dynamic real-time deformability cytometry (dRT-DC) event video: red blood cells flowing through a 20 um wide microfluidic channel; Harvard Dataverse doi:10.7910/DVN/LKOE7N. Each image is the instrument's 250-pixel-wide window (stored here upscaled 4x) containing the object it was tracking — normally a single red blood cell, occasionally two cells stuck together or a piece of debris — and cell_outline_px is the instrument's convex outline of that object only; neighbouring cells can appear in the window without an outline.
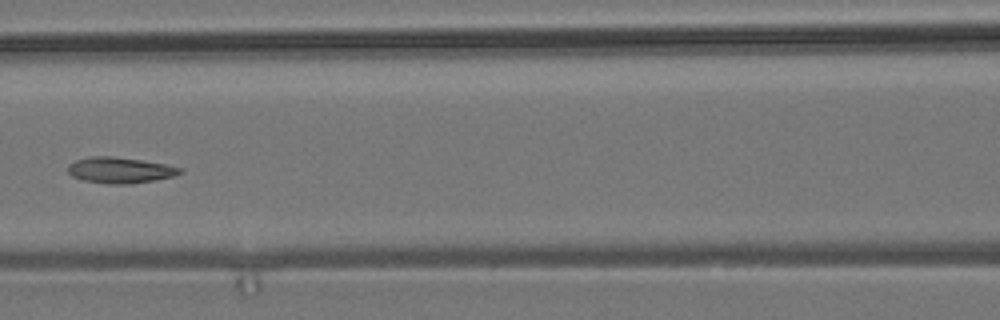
{"species": "common noctule bat (a hibernating species)", "species_latin": "Nyctalus noctula", "temperature_condition": "room temperature", "stored_images_in_passage": 8, "camera_frame_rate_fps": 3000, "um_per_image_px": 0.085, "animal": {"sex": "male", "body_mass_g": 19.2, "forearm_length_mm": 51.8}, "frame": {"image": 1, "passage_image": 7, "time_ms": 8.0, "image_size_px": [1000, 320], "cell_outline_px": [[184, 172], [176, 176], [156, 180], [132, 184], [108, 184], [84, 180], [72, 176], [68, 172], [68, 164], [76, 160], [92, 156], [112, 156], [140, 160], [164, 164], [184, 168]], "centroid_in_image_um": [10.25, 14.47], "position_along_channel_um": 156.4, "area_um2": 17.05}}
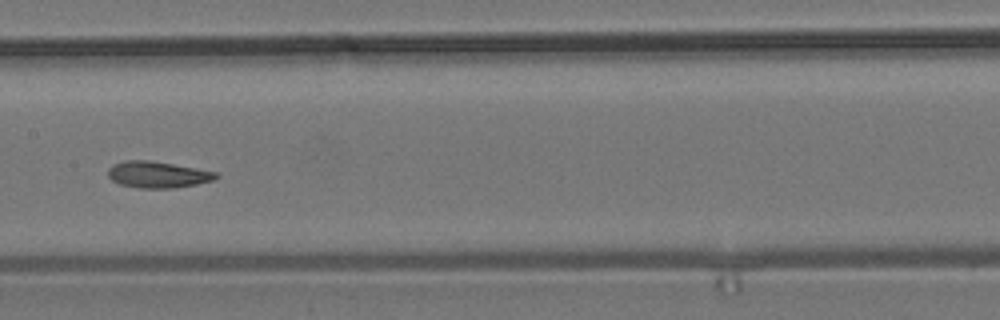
{"frame": {"image": 2, "passage_image": 8, "time_ms": 9.0, "image_size_px": [1000, 320], "cell_outline_px": [[220, 176], [212, 180], [196, 184], [172, 188], [140, 188], [120, 184], [112, 180], [108, 176], [108, 168], [112, 164], [124, 160], [148, 160], [220, 172]], "centroid_in_image_um": [13.4, 14.83], "position_along_channel_um": 194.0, "area_um2": 16.65}}